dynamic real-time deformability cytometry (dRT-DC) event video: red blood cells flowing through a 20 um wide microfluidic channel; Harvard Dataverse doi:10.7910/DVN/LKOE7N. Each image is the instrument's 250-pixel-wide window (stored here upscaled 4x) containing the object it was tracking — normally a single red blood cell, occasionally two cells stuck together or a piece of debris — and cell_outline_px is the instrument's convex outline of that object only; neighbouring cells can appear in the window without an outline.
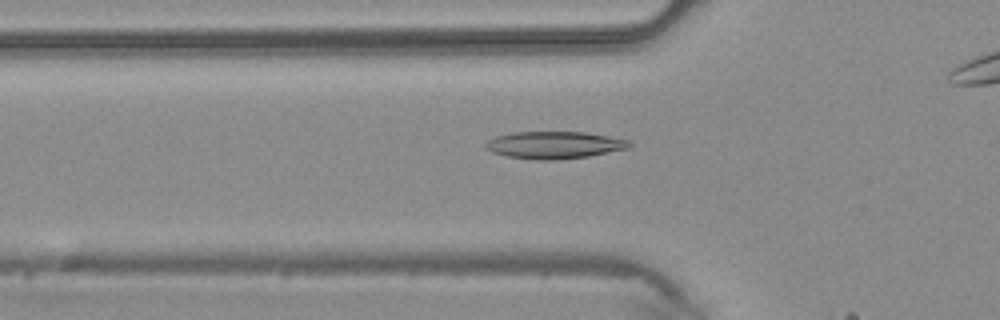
{"species": "common noctule bat (a hibernating species)", "species_latin": "Nyctalus noctula", "temperature_condition": "warm", "stored_images_in_passage": 17, "camera_frame_rate_fps": 3000, "um_per_image_px": 0.085, "animal": {"sex": "male", "body_mass_g": 20.4}, "frame": {"image": 1, "passage_image": 15, "time_ms": 4.667, "image_size_px": [1000, 320], "cell_outline_px": [[632, 144], [628, 148], [588, 156], [556, 160], [532, 160], [508, 156], [492, 152], [484, 148], [484, 144], [488, 140], [496, 136], [512, 132], [584, 132], [608, 136], [628, 140]], "centroid_in_image_um": [47.07, 12.33], "position_along_channel_um": 78.7, "area_um2": 22.77}}